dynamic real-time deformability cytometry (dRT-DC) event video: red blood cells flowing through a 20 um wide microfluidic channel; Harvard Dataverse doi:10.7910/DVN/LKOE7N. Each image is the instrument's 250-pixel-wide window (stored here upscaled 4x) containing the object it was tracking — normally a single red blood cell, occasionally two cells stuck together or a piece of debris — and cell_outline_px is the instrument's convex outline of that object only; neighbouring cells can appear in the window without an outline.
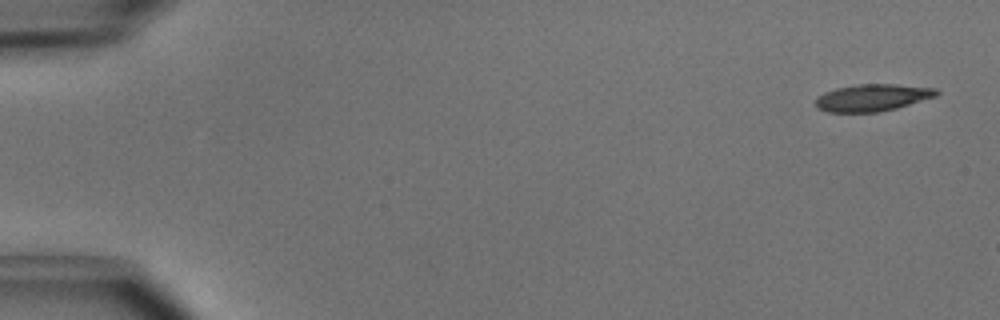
{"species": "common noctule bat (a hibernating species)", "species_latin": "Nyctalus noctula", "temperature_condition": "cold", "stored_images_in_passage": 3, "camera_frame_rate_fps": 3000, "um_per_image_px": 0.085, "animal": {"sex": "male", "body_mass_g": 15.6}, "frame": {"image": 1, "passage_image": 1, "time_ms": 0.0, "image_size_px": [1000, 320], "cell_outline_px": [[940, 92], [936, 96], [896, 108], [880, 112], [828, 112], [816, 108], [816, 96], [824, 92], [836, 88], [856, 84], [896, 84], [936, 88]], "centroid_in_image_um": [74.13, 8.29], "position_along_channel_um": 10.9, "area_um2": 19.13}}